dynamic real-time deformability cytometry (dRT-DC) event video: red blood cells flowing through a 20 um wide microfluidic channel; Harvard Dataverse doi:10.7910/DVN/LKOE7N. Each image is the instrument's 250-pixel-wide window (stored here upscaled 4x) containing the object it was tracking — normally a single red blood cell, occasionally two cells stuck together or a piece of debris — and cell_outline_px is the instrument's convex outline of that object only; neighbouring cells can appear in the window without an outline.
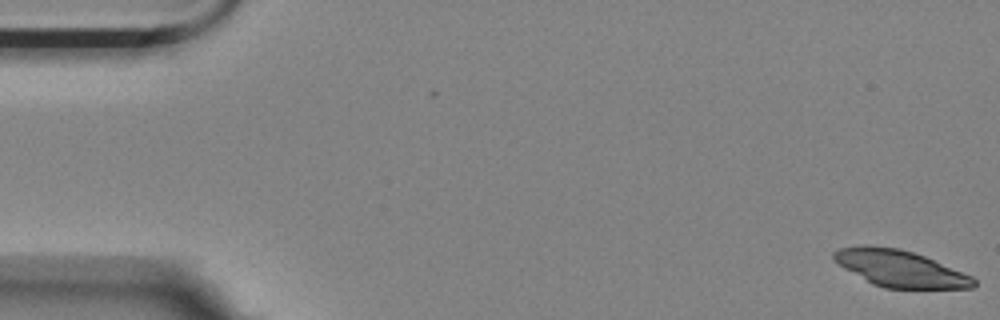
{"species": "Egyptian fruit bat (a non-hibernating species)", "species_latin": "Rousettus aegyptiacus", "temperature_condition": "room temperature", "stored_images_in_passage": 18, "camera_frame_rate_fps": 3000, "um_per_image_px": 0.085, "animal": {"sex": "female"}, "frame": {"image": 1, "passage_image": 1, "time_ms": 0.0, "image_size_px": [1000, 320], "cell_outline_px": [[976, 284], [972, 288], [884, 288], [872, 284], [844, 268], [832, 260], [832, 252], [840, 248], [860, 244], [864, 244], [900, 248], [924, 256], [972, 276], [976, 280]], "centroid_in_image_um": [76.44, 22.81], "position_along_channel_um": 8.6, "area_um2": 29.88}}
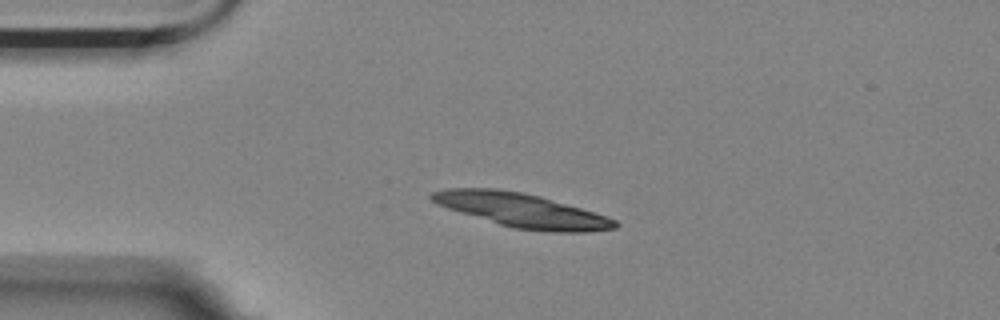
{"frame": {"image": 2, "passage_image": 13, "time_ms": 4.0, "image_size_px": [1000, 320], "cell_outline_px": [[620, 224], [616, 228], [584, 232], [552, 232], [512, 228], [460, 212], [436, 204], [428, 196], [432, 192], [448, 188], [496, 188], [524, 192], [540, 196], [580, 208], [616, 220]], "centroid_in_image_um": [44.32, 17.87], "position_along_channel_um": 40.7, "area_um2": 36.01}}